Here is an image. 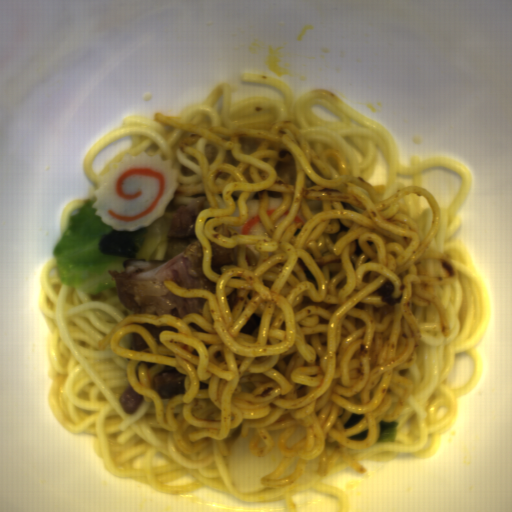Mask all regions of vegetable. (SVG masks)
Masks as SVG:
<instances>
[{
	"mask_svg": "<svg viewBox=\"0 0 512 512\" xmlns=\"http://www.w3.org/2000/svg\"><path fill=\"white\" fill-rule=\"evenodd\" d=\"M93 200L71 217L55 247L54 259L55 273L62 283L94 294L114 289L108 272L139 270L165 260L170 225L177 211L168 207L152 225L117 231L95 215Z\"/></svg>",
	"mask_w": 512,
	"mask_h": 512,
	"instance_id": "obj_1",
	"label": "vegetable"
},
{
	"mask_svg": "<svg viewBox=\"0 0 512 512\" xmlns=\"http://www.w3.org/2000/svg\"><path fill=\"white\" fill-rule=\"evenodd\" d=\"M397 430V422L381 420L377 425L376 441L381 444L394 443Z\"/></svg>",
	"mask_w": 512,
	"mask_h": 512,
	"instance_id": "obj_2",
	"label": "vegetable"
}]
</instances>
